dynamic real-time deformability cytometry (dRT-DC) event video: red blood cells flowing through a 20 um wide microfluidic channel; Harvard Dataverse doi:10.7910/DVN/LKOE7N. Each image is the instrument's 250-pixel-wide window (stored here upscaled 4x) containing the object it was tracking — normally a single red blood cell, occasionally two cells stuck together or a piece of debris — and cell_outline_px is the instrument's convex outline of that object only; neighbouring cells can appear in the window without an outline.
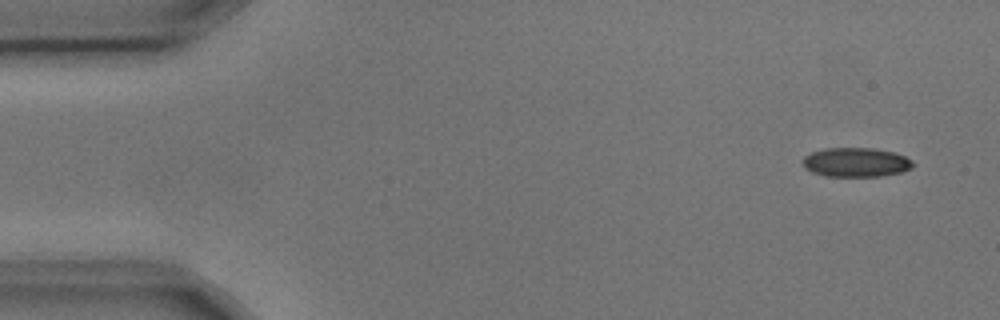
{"species": "common noctule bat (a hibernating species)", "species_latin": "Nyctalus noctula", "temperature_condition": "cold", "stored_images_in_passage": 7, "camera_frame_rate_fps": 3000, "um_per_image_px": 0.085, "animal": {"sex": "male", "body_mass_g": 17.9, "forearm_length_mm": 54.2}, "frame": {"image": 1, "passage_image": 1, "time_ms": 0.0, "image_size_px": [1000, 320], "cell_outline_px": [[916, 164], [912, 168], [900, 172], [880, 176], [824, 176], [812, 172], [804, 168], [804, 156], [812, 152], [824, 148], [872, 148], [896, 152], [912, 160]], "centroid_in_image_um": [72.78, 13.79], "position_along_channel_um": 12.2, "area_um2": 18.84}}
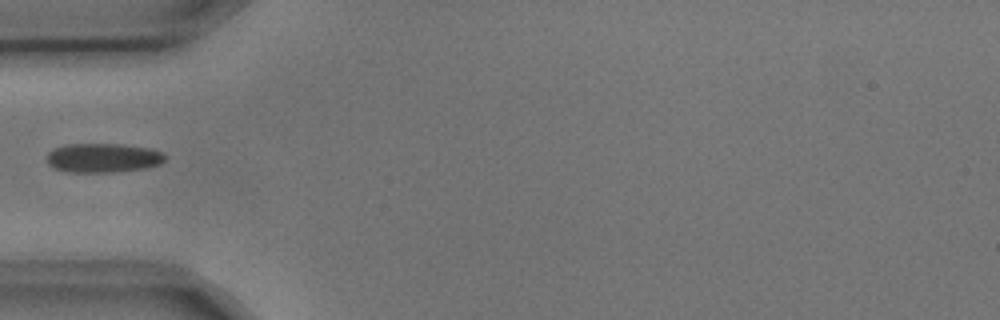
{"frame": {"image": 2, "passage_image": 5, "time_ms": 1.333, "image_size_px": [1000, 320], "cell_outline_px": [[164, 160], [160, 164], [144, 168], [112, 172], [64, 172], [48, 164], [48, 152], [52, 148], [64, 144], [124, 144], [152, 148], [164, 152]], "centroid_in_image_um": [8.76, 13.4], "position_along_channel_um": 76.2, "area_um2": 20.29}}
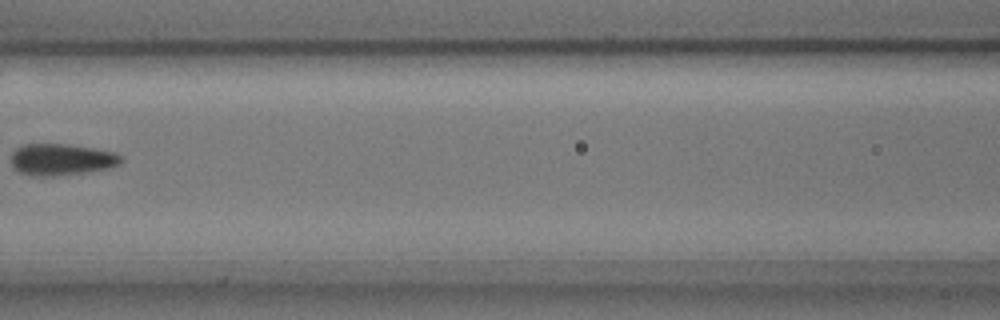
{"frame": {"image": 3, "passage_image": 7, "time_ms": 2.0, "image_size_px": [1000, 320], "cell_outline_px": [[124, 160], [120, 164], [108, 168], [84, 172], [52, 176], [32, 176], [20, 172], [12, 168], [12, 152], [20, 144], [68, 144], [116, 152], [124, 156]], "centroid_in_image_um": [5.23, 13.55], "position_along_channel_um": 161.4, "area_um2": 20.4}}